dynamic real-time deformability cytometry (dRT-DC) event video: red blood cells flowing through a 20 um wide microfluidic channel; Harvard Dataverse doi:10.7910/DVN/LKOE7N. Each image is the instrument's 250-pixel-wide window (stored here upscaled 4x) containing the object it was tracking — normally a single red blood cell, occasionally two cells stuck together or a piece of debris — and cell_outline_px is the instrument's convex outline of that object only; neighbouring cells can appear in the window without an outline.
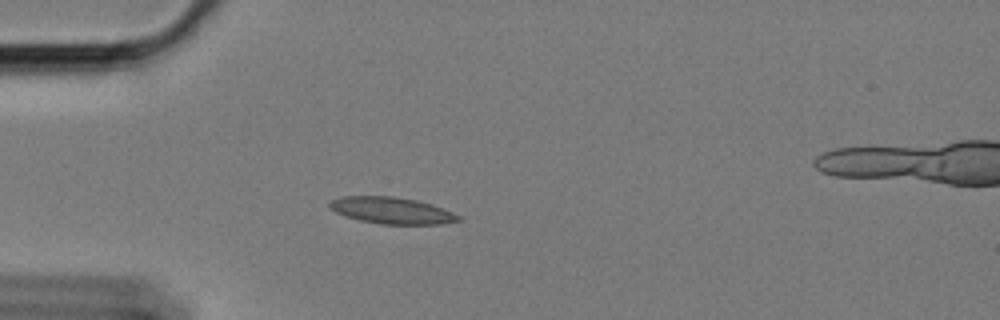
{"species": "Egyptian fruit bat (a non-hibernating species)", "species_latin": "Rousettus aegyptiacus", "temperature_condition": "cold", "stored_images_in_passage": 46, "segment_of_instrument_passage": [1, 2], "camera_frame_rate_fps": 3000, "um_per_image_px": 0.085, "animal": {"sex": "female"}, "frame": {"image": 1, "passage_image": 2, "time_ms": 0.333, "image_size_px": [1000, 320], "cell_outline_px": [[460, 220], [440, 224], [380, 224], [360, 220], [344, 216], [328, 208], [328, 204], [332, 200], [340, 196], [392, 196], [416, 200], [432, 204], [452, 212], [460, 216]], "centroid_in_image_um": [33.25, 17.89], "position_along_channel_um": 51.7, "area_um2": 19.94}}
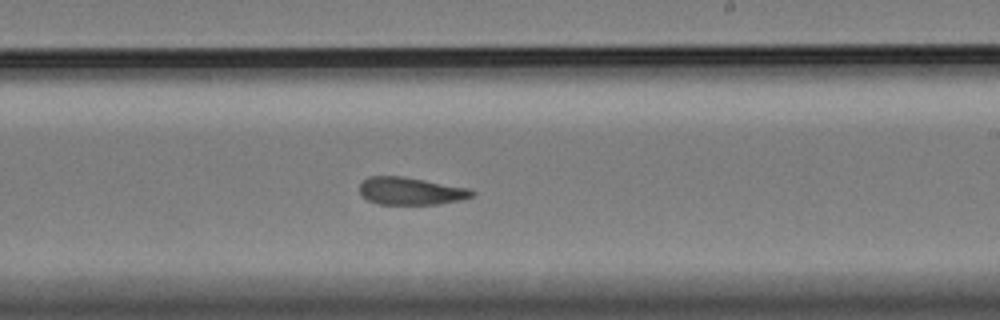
{"frame": {"image": 2, "passage_image": 21, "time_ms": 6.667, "image_size_px": [1000, 320], "cell_outline_px": [[476, 192], [472, 196], [460, 200], [440, 204], [380, 204], [368, 200], [360, 192], [360, 184], [368, 176], [400, 176], [472, 188]], "centroid_in_image_um": [34.95, 16.24], "position_along_channel_um": 254.0, "area_um2": 17.98}}
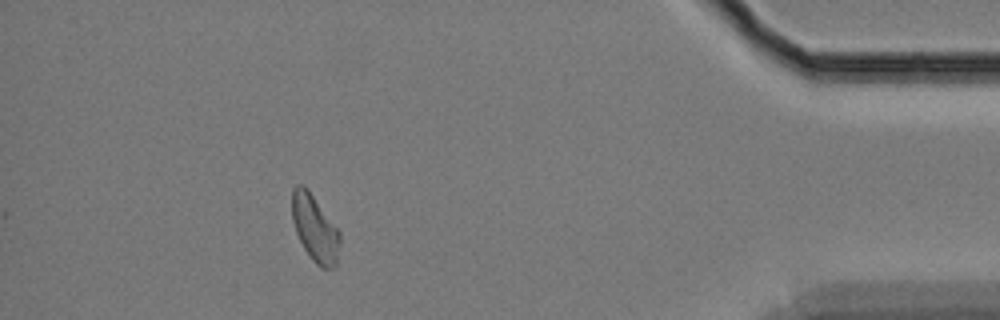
{"frame": {"image": 3, "passage_image": 39, "time_ms": 12.667, "image_size_px": [1000, 320], "cell_outline_px": [[340, 244], [336, 264], [332, 268], [320, 268], [312, 260], [304, 248], [296, 232], [292, 220], [292, 188], [296, 184], [304, 184], [340, 232]], "centroid_in_image_um": [26.75, 19.4], "position_along_channel_um": 408.4, "area_um2": 18.5}}